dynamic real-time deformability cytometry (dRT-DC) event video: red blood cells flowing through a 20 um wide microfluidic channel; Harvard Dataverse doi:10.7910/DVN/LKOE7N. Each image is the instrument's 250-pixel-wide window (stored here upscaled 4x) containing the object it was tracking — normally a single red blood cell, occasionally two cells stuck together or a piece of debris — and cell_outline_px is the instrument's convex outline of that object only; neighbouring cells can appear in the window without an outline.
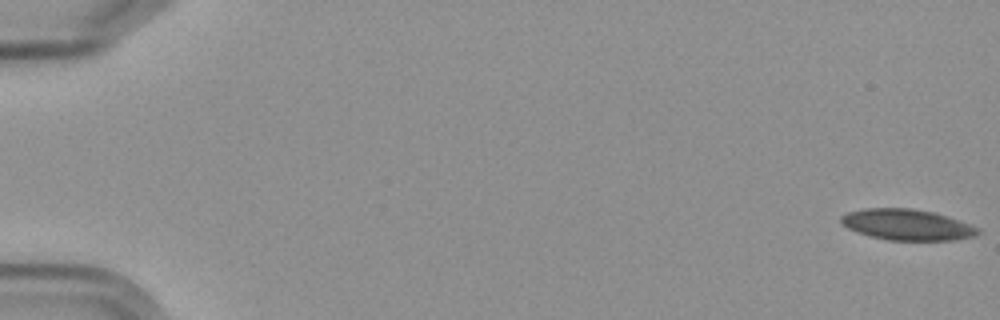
{"species": "Egyptian fruit bat (a non-hibernating species)", "species_latin": "Rousettus aegyptiacus", "temperature_condition": "cold", "stored_images_in_passage": 5, "camera_frame_rate_fps": 3000, "um_per_image_px": 0.085, "frame": {"image": 1, "passage_image": 1, "time_ms": 0.0, "image_size_px": [1000, 320], "cell_outline_px": [[980, 232], [976, 236], [956, 240], [888, 240], [868, 236], [848, 228], [840, 224], [840, 216], [848, 212], [868, 208], [908, 208], [932, 212], [948, 216], [980, 228]], "centroid_in_image_um": [77.1, 19.11], "position_along_channel_um": 7.9, "area_um2": 24.74}}